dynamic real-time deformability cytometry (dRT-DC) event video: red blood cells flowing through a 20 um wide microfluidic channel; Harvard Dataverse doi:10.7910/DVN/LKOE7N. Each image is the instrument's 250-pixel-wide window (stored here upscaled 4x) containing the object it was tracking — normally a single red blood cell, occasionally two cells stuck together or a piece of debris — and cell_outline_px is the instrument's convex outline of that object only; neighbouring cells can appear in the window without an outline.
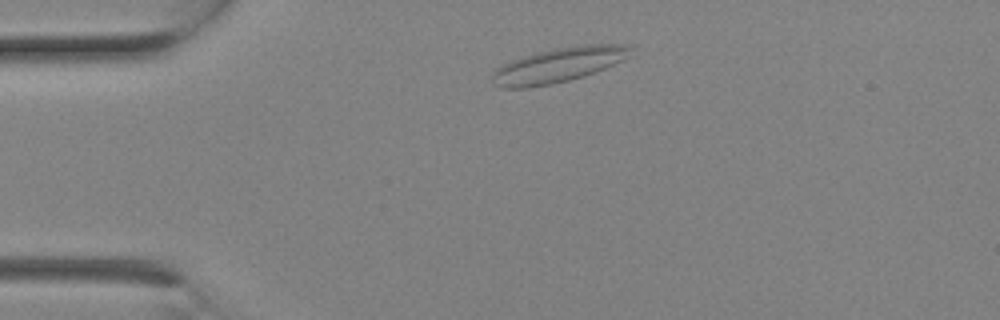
{"species": "Egyptian fruit bat (a non-hibernating species)", "species_latin": "Rousettus aegyptiacus", "temperature_condition": "room temperature", "stored_images_in_passage": 1, "camera_frame_rate_fps": 3000, "um_per_image_px": 0.085, "animal": {"sex": "female"}, "frame": {"image": 1, "passage_image": 1, "time_ms": 0.0, "image_size_px": [1000, 320], "cell_outline_px": [[632, 56], [596, 72], [584, 76], [552, 84], [528, 88], [500, 88], [492, 84], [492, 72], [496, 68], [512, 60], [536, 52], [556, 48], [580, 44], [632, 44]], "centroid_in_image_um": [47.5, 5.52], "position_along_channel_um": 37.5, "area_um2": 28.38}}